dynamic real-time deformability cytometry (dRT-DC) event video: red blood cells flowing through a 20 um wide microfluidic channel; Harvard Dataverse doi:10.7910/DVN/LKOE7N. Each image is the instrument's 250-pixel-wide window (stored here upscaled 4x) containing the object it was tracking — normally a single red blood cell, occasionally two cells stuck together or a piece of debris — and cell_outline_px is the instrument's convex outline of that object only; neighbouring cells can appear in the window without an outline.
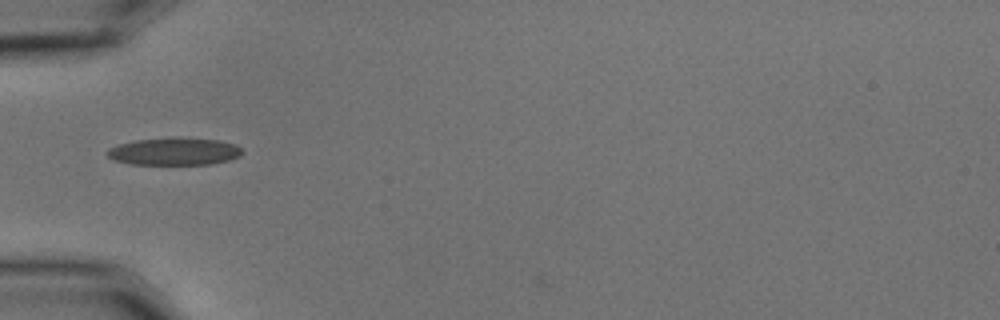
{"species": "common noctule bat (a hibernating species)", "species_latin": "Nyctalus noctula", "temperature_condition": "cold", "stored_images_in_passage": 39, "camera_frame_rate_fps": 3000, "um_per_image_px": 0.085, "animal": {"sex": "male", "body_mass_g": 15.6}, "frame": {"image": 1, "passage_image": 2, "time_ms": 0.333, "image_size_px": [1000, 320], "cell_outline_px": [[244, 152], [240, 156], [228, 160], [212, 164], [132, 164], [116, 160], [108, 156], [108, 148], [120, 144], [136, 140], [172, 136], [176, 136], [220, 140], [236, 144]], "centroid_in_image_um": [14.87, 12.85], "position_along_channel_um": 70.1, "area_um2": 21.79}}
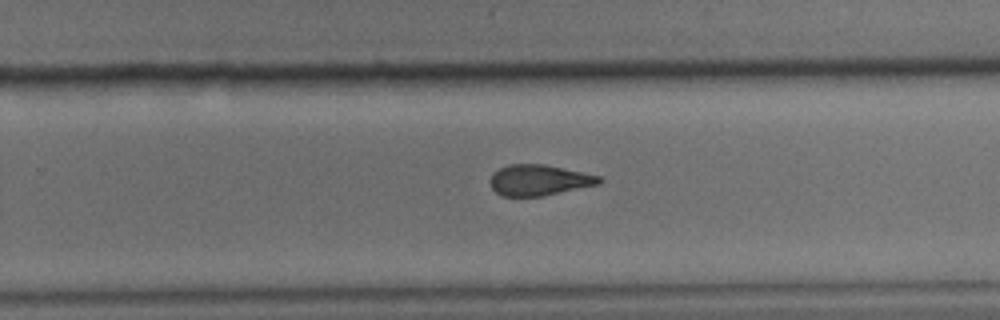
{"frame": {"image": 2, "passage_image": 20, "time_ms": 6.333, "image_size_px": [1000, 320], "cell_outline_px": [[604, 180], [600, 184], [540, 196], [504, 196], [496, 192], [492, 188], [488, 180], [492, 172], [508, 164], [544, 164], [600, 176]], "centroid_in_image_um": [45.79, 15.3], "position_along_channel_um": 284.0, "area_um2": 19.54}}
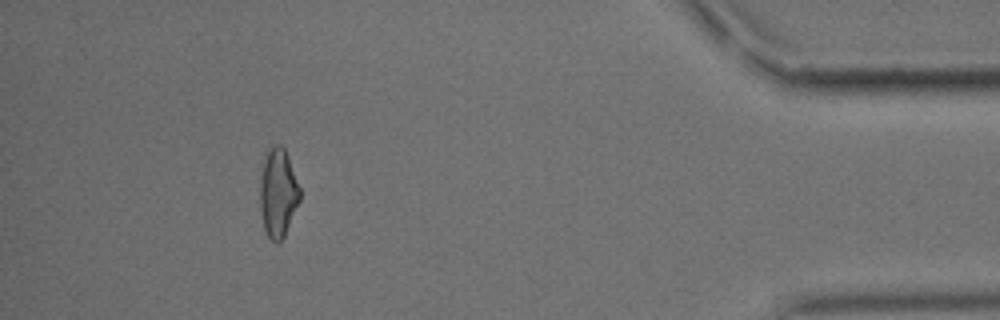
{"frame": {"image": 3, "passage_image": 35, "time_ms": 11.333, "image_size_px": [1000, 320], "cell_outline_px": [[300, 200], [284, 236], [280, 244], [276, 244], [268, 236], [264, 228], [260, 208], [260, 184], [264, 152], [272, 144], [280, 144], [284, 148], [288, 156], [300, 188]], "centroid_in_image_um": [23.62, 16.36], "position_along_channel_um": 411.6, "area_um2": 20.81}}